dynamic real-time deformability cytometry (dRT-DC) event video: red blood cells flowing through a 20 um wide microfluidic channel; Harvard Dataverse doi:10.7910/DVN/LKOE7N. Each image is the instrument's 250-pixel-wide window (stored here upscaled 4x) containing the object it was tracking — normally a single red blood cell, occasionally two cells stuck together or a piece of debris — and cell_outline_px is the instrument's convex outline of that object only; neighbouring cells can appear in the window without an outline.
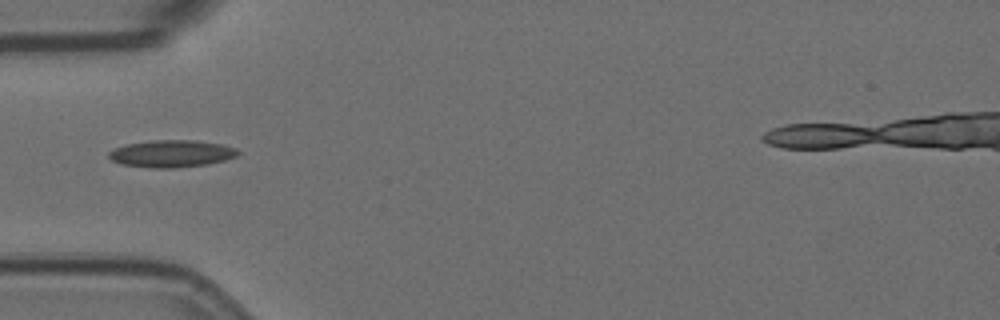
{"species": "Egyptian fruit bat (a non-hibernating species)", "species_latin": "Rousettus aegyptiacus", "temperature_condition": "room temperature", "stored_images_in_passage": 5, "camera_frame_rate_fps": 3000, "um_per_image_px": 0.085, "animal": {"sex": "female"}, "frame": {"image": 1, "passage_image": 1, "time_ms": 0.0, "image_size_px": [1000, 320], "cell_outline_px": [[240, 152], [236, 156], [224, 160], [208, 164], [176, 168], [152, 168], [120, 164], [112, 160], [108, 156], [108, 152], [116, 148], [128, 144], [152, 140], [196, 140], [224, 144], [236, 148]], "centroid_in_image_um": [14.61, 13.06], "position_along_channel_um": 70.4, "area_um2": 20.52}}
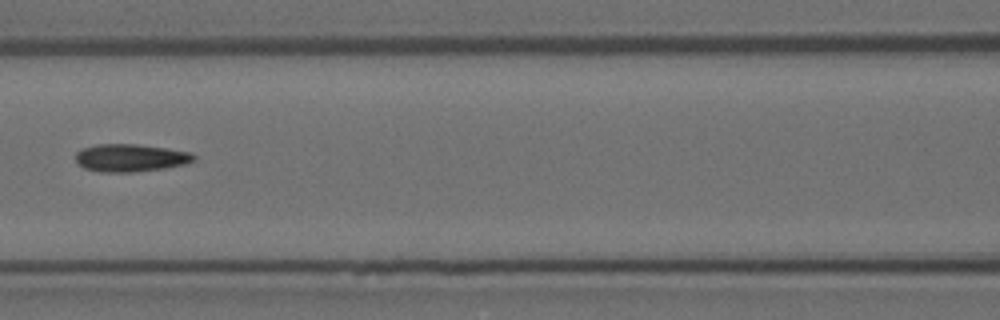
{"frame": {"image": 2, "passage_image": 3, "time_ms": 0.667, "image_size_px": [1000, 320], "cell_outline_px": [[196, 160], [184, 164], [164, 168], [132, 172], [100, 172], [84, 168], [76, 160], [76, 152], [80, 148], [96, 144], [136, 144], [168, 148], [192, 152], [196, 156]], "centroid_in_image_um": [11.1, 13.4], "position_along_channel_um": 155.5, "area_um2": 19.19}}
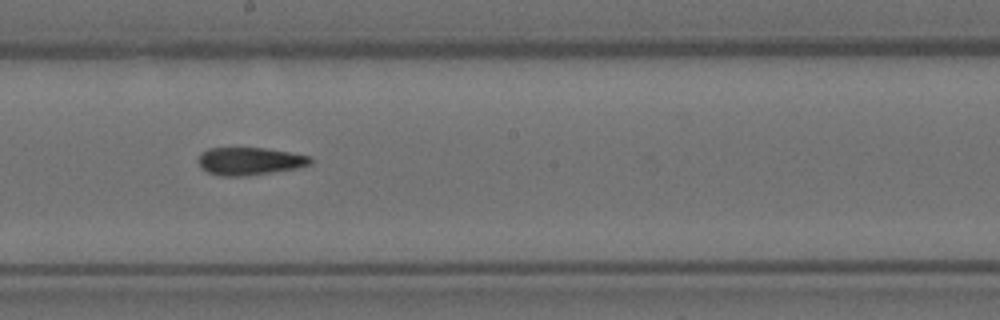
{"frame": {"image": 3, "passage_image": 5, "time_ms": 1.333, "image_size_px": [1000, 320], "cell_outline_px": [[312, 164], [296, 168], [244, 176], [220, 176], [208, 172], [200, 168], [200, 152], [208, 148], [264, 148], [312, 156]], "centroid_in_image_um": [21.22, 13.69], "position_along_channel_um": 227.0, "area_um2": 17.98}}